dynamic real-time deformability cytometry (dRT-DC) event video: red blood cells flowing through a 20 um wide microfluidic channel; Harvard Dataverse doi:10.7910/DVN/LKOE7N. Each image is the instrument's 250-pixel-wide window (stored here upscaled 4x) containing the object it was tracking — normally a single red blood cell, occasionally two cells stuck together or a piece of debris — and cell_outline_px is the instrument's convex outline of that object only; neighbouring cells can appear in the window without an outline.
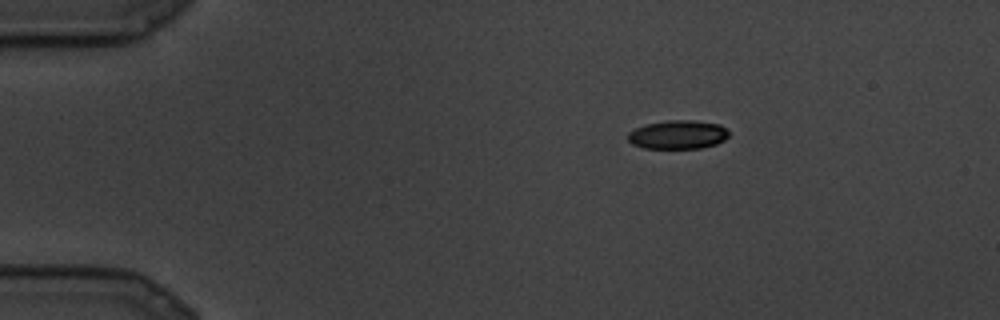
{"species": "common noctule bat (a hibernating species)", "species_latin": "Nyctalus noctula", "temperature_condition": "cold", "stored_images_in_passage": 5, "camera_frame_rate_fps": 3000, "um_per_image_px": 0.085, "animal": {"sex": "male", "body_mass_g": 19.5, "forearm_length_mm": 54.6}, "frame": {"image": 1, "passage_image": 1, "time_ms": 0.0, "image_size_px": [1000, 320], "cell_outline_px": [[728, 136], [724, 140], [716, 144], [700, 148], [644, 148], [632, 144], [628, 140], [628, 132], [644, 124], [668, 120], [692, 120], [720, 124], [728, 132]], "centroid_in_image_um": [57.6, 11.44], "position_along_channel_um": 27.4, "area_um2": 16.88}}
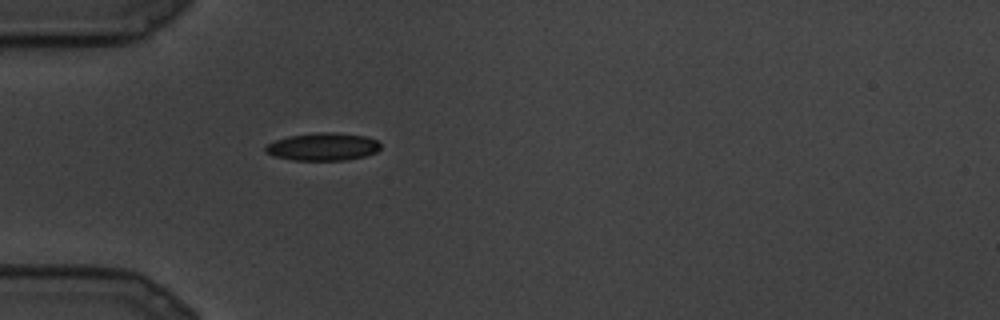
{"frame": {"image": 2, "passage_image": 5, "time_ms": 1.333, "image_size_px": [1000, 320], "cell_outline_px": [[380, 148], [376, 152], [364, 156], [344, 160], [292, 160], [272, 156], [264, 152], [264, 148], [268, 144], [276, 140], [288, 136], [312, 132], [332, 132], [364, 136], [376, 140], [380, 144]], "centroid_in_image_um": [27.4, 12.47], "position_along_channel_um": 57.6, "area_um2": 18.61}}